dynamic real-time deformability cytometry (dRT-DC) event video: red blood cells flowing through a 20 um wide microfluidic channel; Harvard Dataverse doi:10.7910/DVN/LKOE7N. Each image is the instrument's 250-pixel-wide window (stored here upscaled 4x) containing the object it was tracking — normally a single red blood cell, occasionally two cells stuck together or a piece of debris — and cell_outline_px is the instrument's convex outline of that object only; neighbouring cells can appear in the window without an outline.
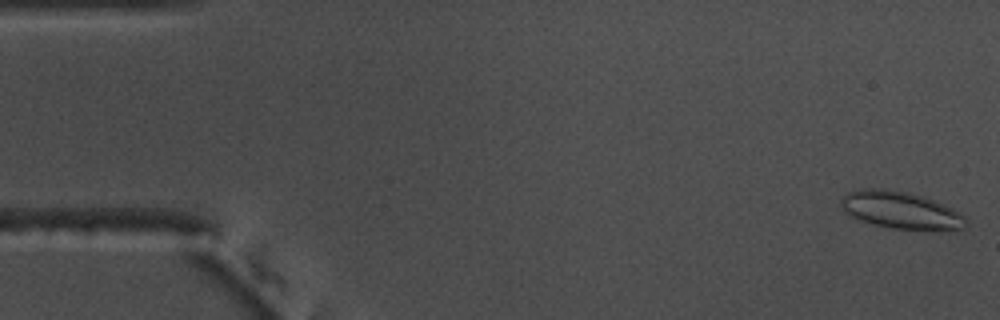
{"species": "common noctule bat (a hibernating species)", "species_latin": "Nyctalus noctula", "temperature_condition": "warm", "stored_images_in_passage": 2, "camera_frame_rate_fps": 3000, "um_per_image_px": 0.085, "animal": {"sex": "male", "body_mass_g": 17.5, "forearm_length_mm": 52.3}, "frame": {"image": 1, "passage_image": 1, "time_ms": 0.0, "image_size_px": [1000, 320], "cell_outline_px": [[968, 224], [964, 228], [956, 232], [892, 228], [860, 220], [844, 212], [840, 208], [840, 200], [848, 192], [860, 188], [884, 188], [908, 192], [932, 200], [952, 208], [964, 216], [968, 220]], "centroid_in_image_um": [76.61, 17.89], "position_along_channel_um": 8.4, "area_um2": 27.51}}